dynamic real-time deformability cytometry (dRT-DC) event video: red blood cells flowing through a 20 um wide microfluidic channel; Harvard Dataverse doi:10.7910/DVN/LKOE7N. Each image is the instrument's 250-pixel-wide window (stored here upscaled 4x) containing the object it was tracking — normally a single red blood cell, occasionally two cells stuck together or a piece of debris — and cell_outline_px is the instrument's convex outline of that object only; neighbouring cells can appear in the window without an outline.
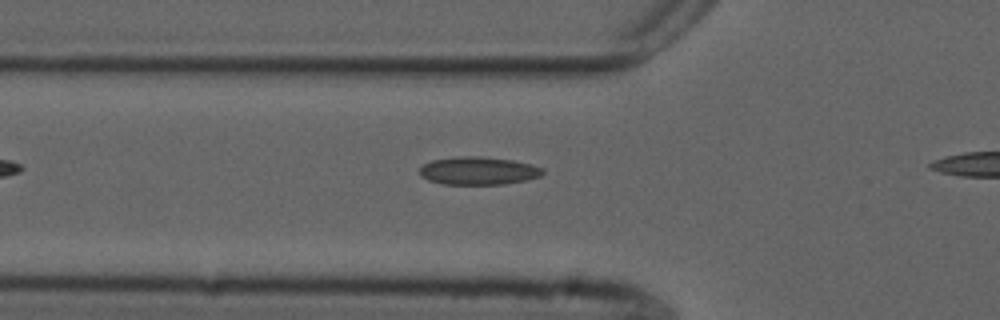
{"species": "common noctule bat (a hibernating species)", "species_latin": "Nyctalus noctula", "temperature_condition": "cold", "stored_images_in_passage": 28, "camera_frame_rate_fps": 3000, "um_per_image_px": 0.085, "animal": {"sex": "male", "forearm_length_mm": 52.5}, "frame": {"image": 1, "passage_image": 2, "time_ms": 0.333, "image_size_px": [1000, 320], "cell_outline_px": [[544, 172], [540, 176], [524, 180], [504, 184], [444, 184], [428, 180], [420, 176], [420, 168], [424, 164], [432, 160], [456, 156], [480, 156], [512, 160], [532, 164], [544, 168]], "centroid_in_image_um": [40.66, 14.51], "position_along_channel_um": 85.1, "area_um2": 20.06}}
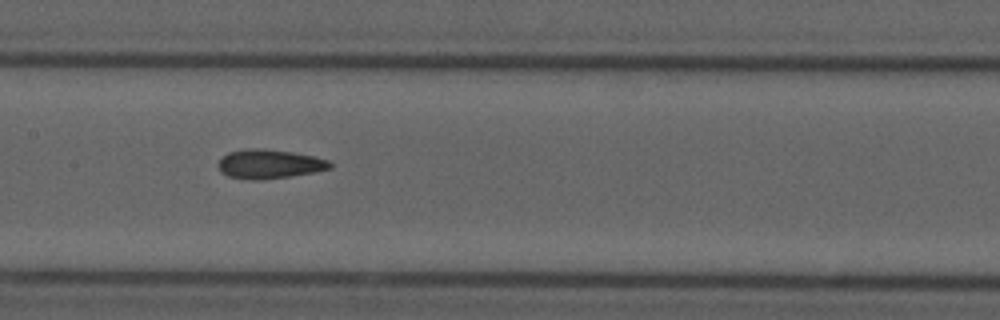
{"frame": {"image": 2, "passage_image": 10, "time_ms": 3.0, "image_size_px": [1000, 320], "cell_outline_px": [[332, 168], [292, 176], [260, 180], [252, 180], [228, 176], [220, 172], [216, 164], [228, 152], [248, 148], [264, 148], [292, 152], [312, 156], [328, 160], [332, 164]], "centroid_in_image_um": [22.86, 13.94], "position_along_channel_um": 184.5, "area_um2": 19.02}}
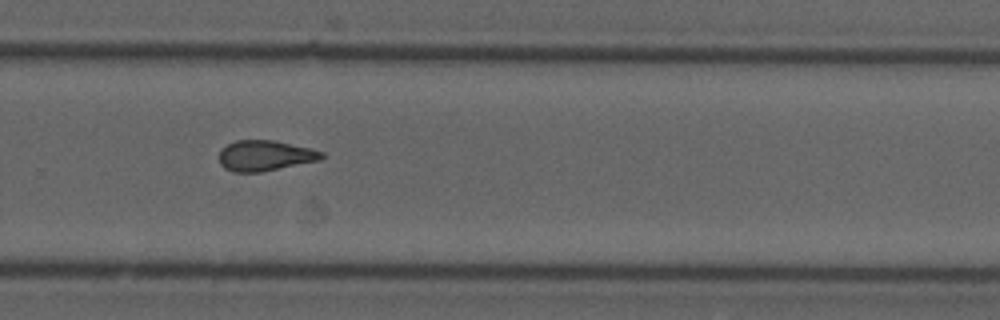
{"frame": {"image": 3, "passage_image": 20, "time_ms": 6.333, "image_size_px": [1000, 320], "cell_outline_px": [[324, 156], [320, 160], [260, 172], [232, 172], [224, 168], [220, 164], [220, 148], [236, 140], [272, 140], [308, 148], [324, 152]], "centroid_in_image_um": [22.49, 13.23], "position_along_channel_um": 307.3, "area_um2": 18.09}}